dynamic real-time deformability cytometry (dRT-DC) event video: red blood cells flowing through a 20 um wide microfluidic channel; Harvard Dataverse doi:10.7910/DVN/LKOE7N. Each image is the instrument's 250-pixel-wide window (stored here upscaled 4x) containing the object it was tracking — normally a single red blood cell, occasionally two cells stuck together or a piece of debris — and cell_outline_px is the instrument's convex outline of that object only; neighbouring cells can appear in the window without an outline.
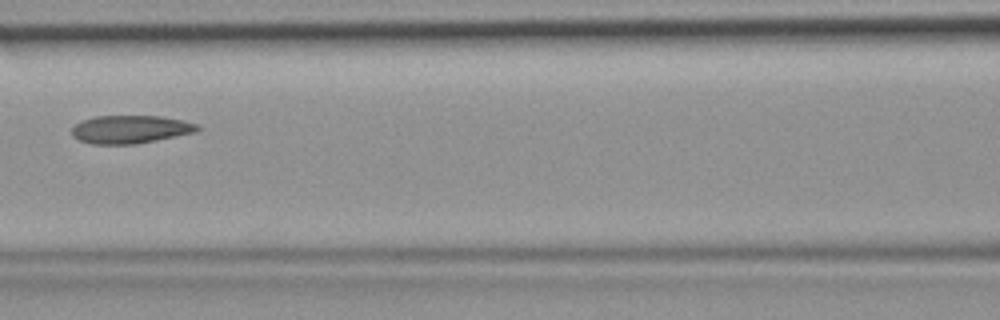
{"species": "common noctule bat (a hibernating species)", "species_latin": "Nyctalus noctula", "temperature_condition": "room temperature", "stored_images_in_passage": 3, "camera_frame_rate_fps": 3000, "um_per_image_px": 0.085, "animal": {"sex": "female", "body_mass_g": 19.9}, "frame": {"image": 1, "passage_image": 3, "time_ms": 0.667, "image_size_px": [1000, 320], "cell_outline_px": [[200, 128], [196, 132], [136, 144], [92, 144], [80, 140], [72, 136], [72, 128], [76, 124], [84, 120], [96, 116], [160, 116], [184, 120], [200, 124]], "centroid_in_image_um": [11.12, 10.99], "position_along_channel_um": 155.5, "area_um2": 20.52}}